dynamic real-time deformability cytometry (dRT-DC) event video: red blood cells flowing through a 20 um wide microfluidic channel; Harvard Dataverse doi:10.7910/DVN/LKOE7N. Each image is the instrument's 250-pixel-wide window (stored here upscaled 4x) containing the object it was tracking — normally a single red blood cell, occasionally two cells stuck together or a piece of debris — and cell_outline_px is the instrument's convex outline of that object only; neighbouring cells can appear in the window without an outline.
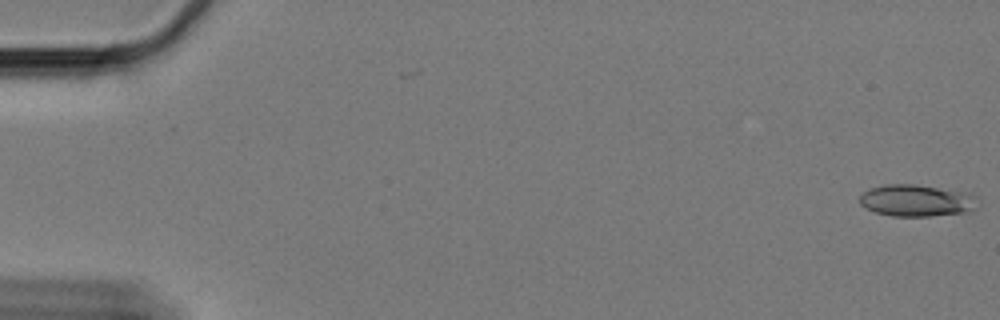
{"species": "Egyptian fruit bat (a non-hibernating species)", "species_latin": "Rousettus aegyptiacus", "temperature_condition": "cold", "stored_images_in_passage": 4, "camera_frame_rate_fps": 3000, "um_per_image_px": 0.085, "animal": {"sex": "female"}, "frame": {"image": 1, "passage_image": 4, "time_ms": 1.0, "image_size_px": [1000, 320], "cell_outline_px": [[976, 208], [964, 212], [928, 216], [892, 216], [876, 212], [860, 204], [860, 196], [864, 192], [872, 188], [884, 184], [912, 184], [968, 192], [976, 196]], "centroid_in_image_um": [77.91, 17.04], "position_along_channel_um": 7.1, "area_um2": 21.62}}